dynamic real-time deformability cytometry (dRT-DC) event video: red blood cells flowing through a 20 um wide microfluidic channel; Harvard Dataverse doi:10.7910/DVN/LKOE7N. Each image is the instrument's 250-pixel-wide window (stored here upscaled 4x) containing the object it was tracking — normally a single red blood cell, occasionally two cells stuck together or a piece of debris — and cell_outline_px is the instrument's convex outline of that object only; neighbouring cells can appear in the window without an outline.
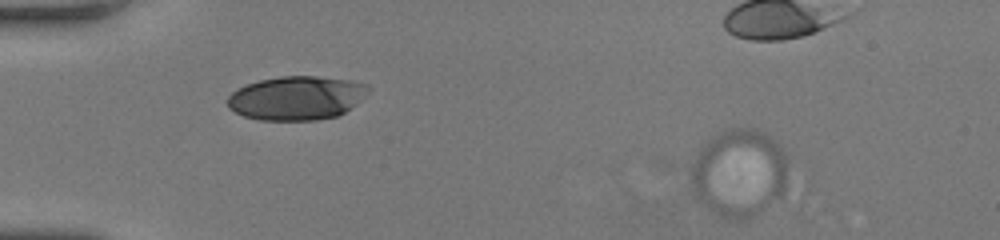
{"species": "human", "species_latin": "Homo sapiens", "temperature_condition": "room temperature", "stored_images_in_passage": 36, "camera_frame_rate_fps": 3000, "um_per_image_px": 0.085, "donor": {"sex": "female"}, "frame": {"image": 1, "passage_image": 1, "time_ms": 0.0, "image_size_px": [1000, 240], "cell_outline_px": [[788, 164], [784, 192], [780, 196], [764, 208], [744, 220], [732, 220], [720, 216], [696, 200], [680, 168], [700, 144], [708, 136], [728, 128], [756, 128], [764, 132], [776, 140], [780, 144], [788, 156]], "centroid_in_image_um": [62.65, 14.64], "position_along_channel_um": 22.3, "area_um2": 52.66}}